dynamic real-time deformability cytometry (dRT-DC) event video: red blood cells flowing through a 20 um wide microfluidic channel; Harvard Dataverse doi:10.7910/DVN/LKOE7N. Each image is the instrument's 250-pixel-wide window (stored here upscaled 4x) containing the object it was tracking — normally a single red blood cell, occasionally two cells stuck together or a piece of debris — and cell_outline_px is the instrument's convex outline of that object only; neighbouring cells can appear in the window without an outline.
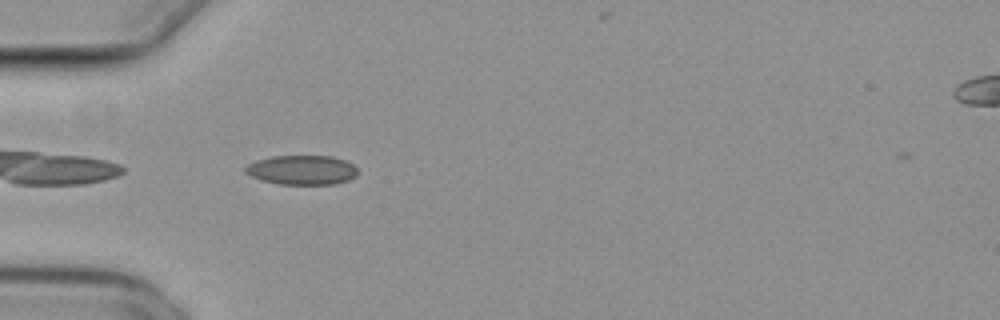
{"species": "common noctule bat (a hibernating species)", "species_latin": "Nyctalus noctula", "temperature_condition": "cold", "stored_images_in_passage": 3, "camera_frame_rate_fps": 3000, "um_per_image_px": 0.085, "animal": {"sex": "female", "body_mass_g": 29.2, "forearm_length_mm": 56.3}, "frame": {"image": 1, "passage_image": 2, "time_ms": 0.333, "image_size_px": [1000, 320], "cell_outline_px": [[356, 176], [348, 180], [336, 184], [276, 184], [252, 176], [244, 172], [244, 168], [248, 164], [256, 160], [272, 156], [332, 156], [344, 160], [352, 164], [356, 168]], "centroid_in_image_um": [25.65, 14.44], "position_along_channel_um": 59.3, "area_um2": 19.19}}